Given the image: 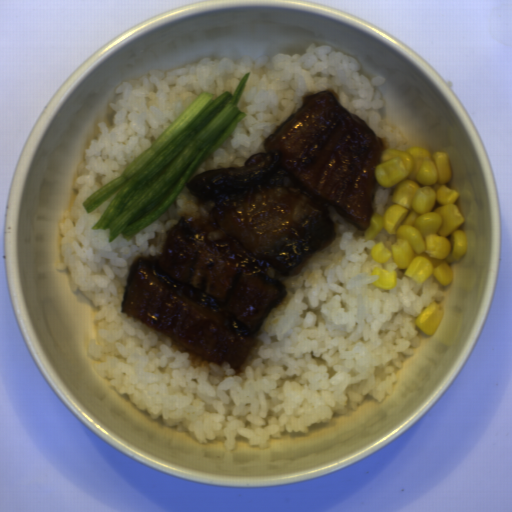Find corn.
<instances>
[{"label":"corn","mask_w":512,"mask_h":512,"mask_svg":"<svg viewBox=\"0 0 512 512\" xmlns=\"http://www.w3.org/2000/svg\"><path fill=\"white\" fill-rule=\"evenodd\" d=\"M371 276L378 275L379 277L375 282L371 283L374 287L380 288L385 291L394 290L398 284V275L395 271H388L381 267L373 268Z\"/></svg>","instance_id":"5cfa1b94"},{"label":"corn","mask_w":512,"mask_h":512,"mask_svg":"<svg viewBox=\"0 0 512 512\" xmlns=\"http://www.w3.org/2000/svg\"><path fill=\"white\" fill-rule=\"evenodd\" d=\"M372 176L377 186L394 188L392 204L383 214L370 213L363 238L369 241L382 229L396 237L386 247L373 245L377 264L393 258L402 275L424 283L432 275L444 287L453 280L451 265L463 260L468 239L460 229L465 218L455 202L459 193L448 186L453 166L448 154L424 146L384 148Z\"/></svg>","instance_id":"51d56268"},{"label":"corn","mask_w":512,"mask_h":512,"mask_svg":"<svg viewBox=\"0 0 512 512\" xmlns=\"http://www.w3.org/2000/svg\"><path fill=\"white\" fill-rule=\"evenodd\" d=\"M444 308L437 301L430 302L418 315L415 325L426 335H433L442 324Z\"/></svg>","instance_id":"f1292c28"}]
</instances>
